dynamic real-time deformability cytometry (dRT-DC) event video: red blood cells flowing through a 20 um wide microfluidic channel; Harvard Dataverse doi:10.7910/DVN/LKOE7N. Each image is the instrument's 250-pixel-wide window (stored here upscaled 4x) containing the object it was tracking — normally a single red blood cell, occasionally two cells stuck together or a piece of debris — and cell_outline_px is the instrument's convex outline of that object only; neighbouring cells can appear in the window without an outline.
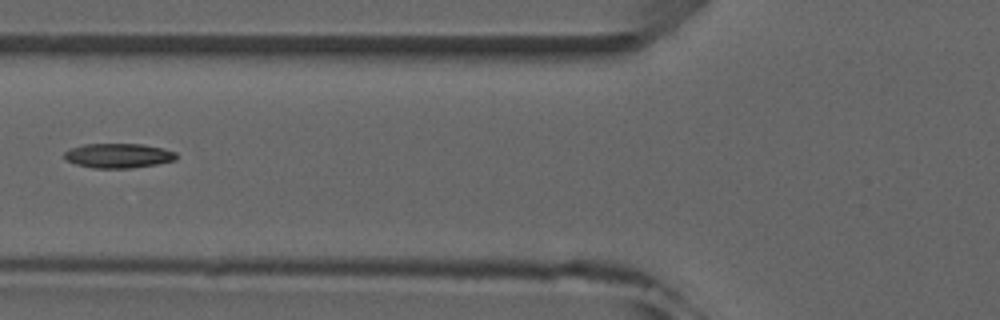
{"species": "common noctule bat (a hibernating species)", "species_latin": "Nyctalus noctula", "temperature_condition": "room temperature", "stored_images_in_passage": 4, "camera_frame_rate_fps": 3000, "um_per_image_px": 0.085, "animal": {"sex": "male", "forearm_length_mm": 52.5}, "frame": {"image": 1, "passage_image": 4, "time_ms": 4.333, "image_size_px": [1000, 320], "cell_outline_px": [[176, 160], [156, 164], [132, 168], [92, 168], [76, 164], [64, 160], [64, 152], [72, 148], [84, 144], [140, 144], [164, 148], [176, 152]], "centroid_in_image_um": [10.05, 13.23], "position_along_channel_um": 115.7, "area_um2": 16.07}}